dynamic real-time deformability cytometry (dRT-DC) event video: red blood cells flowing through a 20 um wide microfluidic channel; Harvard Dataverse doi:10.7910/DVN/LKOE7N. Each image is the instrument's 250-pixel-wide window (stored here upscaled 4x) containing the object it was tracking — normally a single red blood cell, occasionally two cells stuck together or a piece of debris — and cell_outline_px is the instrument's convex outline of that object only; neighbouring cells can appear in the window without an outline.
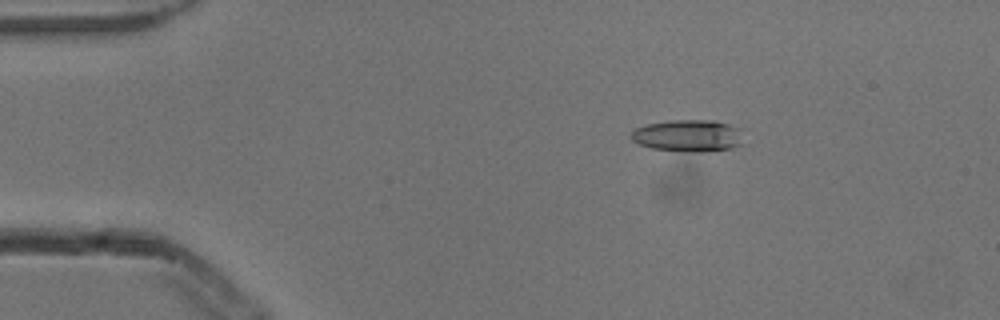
{"species": "common noctule bat (a hibernating species)", "species_latin": "Nyctalus noctula", "temperature_condition": "cold", "stored_images_in_passage": 4, "camera_frame_rate_fps": 3000, "um_per_image_px": 0.085, "animal": {"sex": "male", "body_mass_g": 13.3}, "frame": {"image": 1, "passage_image": 3, "time_ms": 0.667, "image_size_px": [1000, 320], "cell_outline_px": [[744, 144], [732, 148], [700, 152], [696, 152], [652, 148], [640, 144], [632, 140], [632, 132], [636, 128], [648, 124], [672, 120], [716, 120], [740, 128]], "centroid_in_image_um": [58.56, 11.53], "position_along_channel_um": 26.4, "area_um2": 20.87}}